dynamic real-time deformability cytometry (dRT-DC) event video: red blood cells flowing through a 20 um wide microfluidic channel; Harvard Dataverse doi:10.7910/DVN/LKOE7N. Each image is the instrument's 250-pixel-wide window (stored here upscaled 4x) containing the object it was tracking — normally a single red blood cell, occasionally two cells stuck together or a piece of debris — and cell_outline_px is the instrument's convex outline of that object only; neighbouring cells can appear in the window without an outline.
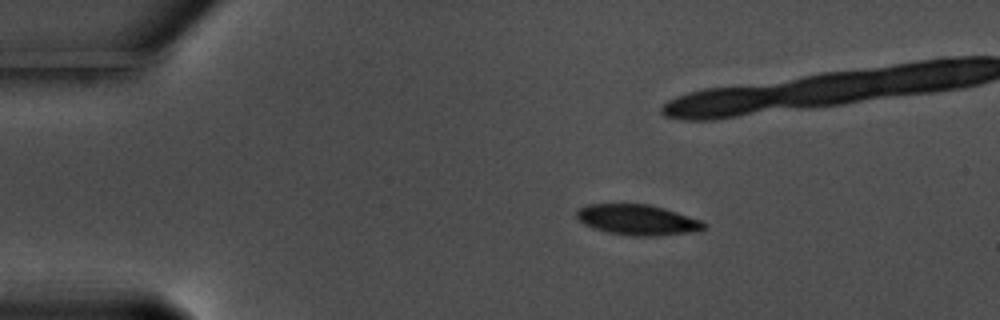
{"species": "common noctule bat (a hibernating species)", "species_latin": "Nyctalus noctula", "temperature_condition": "warm", "stored_images_in_passage": 48, "camera_frame_rate_fps": 3000, "um_per_image_px": 0.085, "animal": {"sex": "male", "body_mass_g": 17.5, "forearm_length_mm": 52.3}, "frame": {"image": 1, "passage_image": 1, "time_ms": 0.0, "image_size_px": [1000, 320], "cell_outline_px": [[708, 228], [684, 232], [652, 236], [632, 236], [608, 232], [592, 228], [584, 224], [576, 216], [576, 212], [580, 208], [588, 204], [648, 204], [664, 208], [700, 220], [708, 224]], "centroid_in_image_um": [54.16, 18.68], "position_along_channel_um": 30.8, "area_um2": 22.31}, "authors_computed_cell_mechanics": {"area_um2": 23.1778, "velocity_mm_per_s": 3.5739, "shape_relaxation_time_tau1_ms": 3.0253, "shape_relaxation_time_tau2_ms": 2.2785, "deformation_change_tau1": 0.1296, "deformation_change_tau2": 0.0586}}